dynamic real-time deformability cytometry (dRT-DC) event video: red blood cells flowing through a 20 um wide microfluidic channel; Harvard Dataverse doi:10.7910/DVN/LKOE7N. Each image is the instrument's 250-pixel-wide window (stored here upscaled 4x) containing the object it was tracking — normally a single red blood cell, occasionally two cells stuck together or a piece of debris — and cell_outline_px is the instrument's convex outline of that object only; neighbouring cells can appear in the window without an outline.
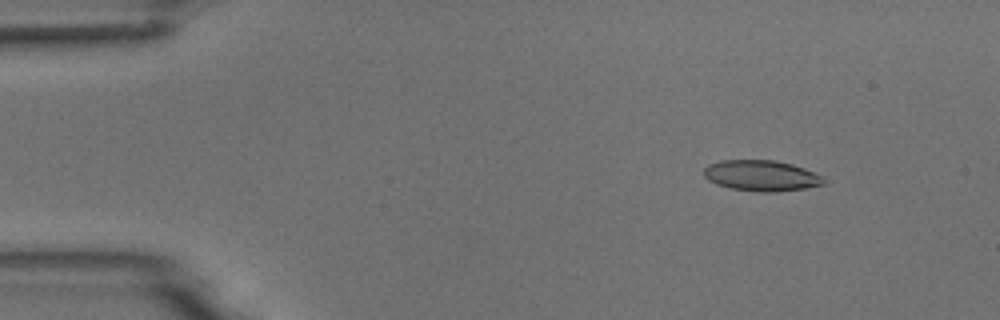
{"species": "common noctule bat (a hibernating species)", "species_latin": "Nyctalus noctula", "temperature_condition": "room temperature", "stored_images_in_passage": 3, "camera_frame_rate_fps": 3000, "um_per_image_px": 0.085, "animal": {"sex": "male", "body_mass_g": 18.8}, "frame": {"image": 1, "passage_image": 1, "time_ms": 0.0, "image_size_px": [1000, 320], "cell_outline_px": [[824, 184], [804, 188], [776, 192], [756, 192], [732, 188], [716, 184], [708, 180], [704, 176], [704, 168], [708, 164], [720, 160], [772, 160], [792, 164], [804, 168], [824, 176]], "centroid_in_image_um": [64.7, 14.93], "position_along_channel_um": 20.3, "area_um2": 21.56}}